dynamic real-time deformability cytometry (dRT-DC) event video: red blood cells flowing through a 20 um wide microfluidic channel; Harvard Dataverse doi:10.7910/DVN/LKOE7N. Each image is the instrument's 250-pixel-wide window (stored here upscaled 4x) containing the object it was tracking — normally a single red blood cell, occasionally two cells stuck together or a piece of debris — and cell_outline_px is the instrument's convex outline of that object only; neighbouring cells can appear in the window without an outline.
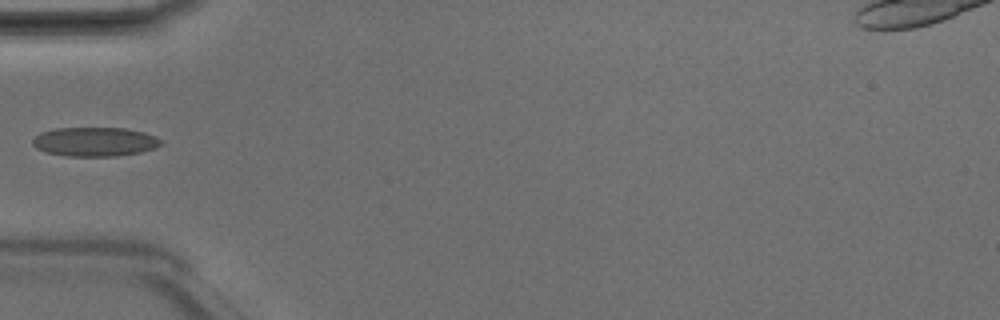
{"species": "Egyptian fruit bat (a non-hibernating species)", "species_latin": "Rousettus aegyptiacus", "temperature_condition": "room temperature", "stored_images_in_passage": 3, "camera_frame_rate_fps": 3000, "um_per_image_px": 0.085, "animal": {"sex": "male"}, "frame": {"image": 1, "passage_image": 2, "time_ms": 0.333, "image_size_px": [1000, 320], "cell_outline_px": [[164, 144], [156, 148], [140, 152], [116, 156], [68, 156], [44, 152], [36, 148], [32, 144], [32, 140], [40, 132], [56, 128], [128, 128], [144, 132], [156, 136]], "centroid_in_image_um": [8.07, 12.04], "position_along_channel_um": 76.9, "area_um2": 21.96}}